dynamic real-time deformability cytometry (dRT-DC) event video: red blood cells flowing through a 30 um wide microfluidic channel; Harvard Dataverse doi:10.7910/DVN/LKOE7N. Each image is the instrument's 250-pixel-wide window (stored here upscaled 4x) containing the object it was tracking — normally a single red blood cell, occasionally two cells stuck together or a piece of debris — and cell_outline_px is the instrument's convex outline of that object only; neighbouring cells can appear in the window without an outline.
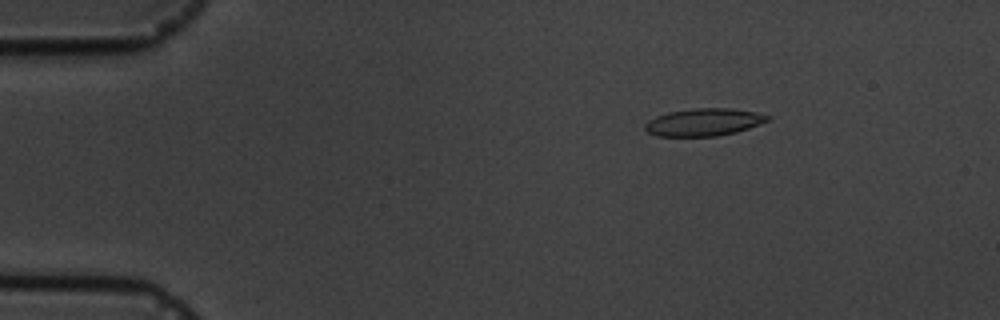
{"species": "common noctule bat (a hibernating species)", "species_latin": "Nyctalus noctula", "temperature_condition": "cold", "stored_images_in_passage": 5, "camera_frame_rate_fps": 3000, "um_per_image_px": 0.085, "animal": {"sex": "male", "body_mass_g": 19.5, "forearm_length_mm": 54.6}, "frame": {"image": 1, "passage_image": 3, "time_ms": 2.333, "image_size_px": [1000, 320], "cell_outline_px": [[772, 120], [736, 132], [716, 136], [656, 136], [648, 132], [644, 128], [644, 124], [648, 120], [656, 116], [668, 112], [696, 108], [732, 108], [756, 112], [772, 116]], "centroid_in_image_um": [59.85, 10.38], "position_along_channel_um": 25.2, "area_um2": 19.77}}